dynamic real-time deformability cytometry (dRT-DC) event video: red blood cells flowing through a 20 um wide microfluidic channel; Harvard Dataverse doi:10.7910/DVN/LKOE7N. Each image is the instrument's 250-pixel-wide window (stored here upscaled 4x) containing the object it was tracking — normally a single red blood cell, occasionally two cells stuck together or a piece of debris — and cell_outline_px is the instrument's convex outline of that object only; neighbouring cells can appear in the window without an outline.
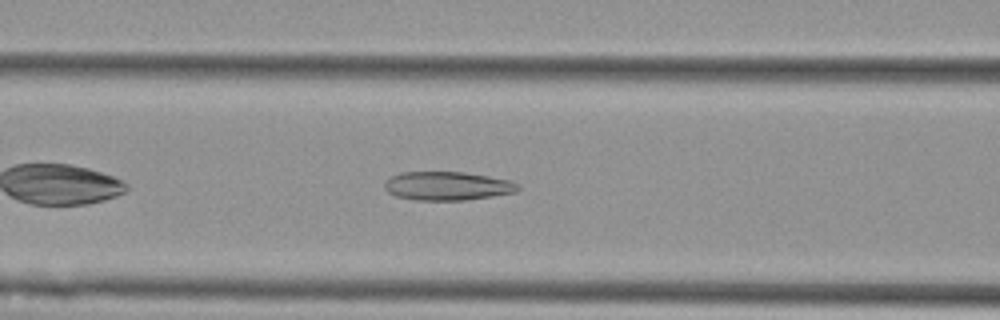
{"species": "Egyptian fruit bat (a non-hibernating species)", "species_latin": "Rousettus aegyptiacus", "temperature_condition": "cold", "stored_images_in_passage": 42, "camera_frame_rate_fps": 3000, "um_per_image_px": 0.085, "animal": {"sex": "female"}, "frame": {"image": 1, "passage_image": 9, "time_ms": 2.667, "image_size_px": [1000, 320], "cell_outline_px": [[520, 188], [516, 192], [492, 196], [464, 200], [416, 200], [396, 196], [388, 192], [384, 188], [384, 184], [392, 176], [400, 172], [464, 172], [488, 176], [508, 180], [516, 184]], "centroid_in_image_um": [38.0, 15.8], "position_along_channel_um": 128.6, "area_um2": 22.08}}
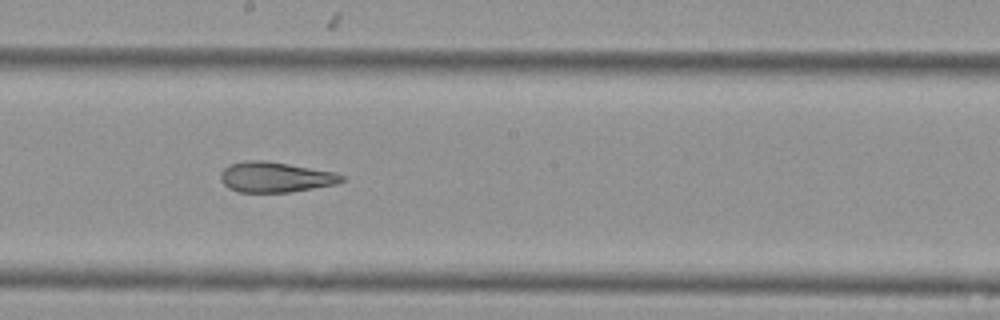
{"frame": {"image": 2, "passage_image": 17, "time_ms": 5.333, "image_size_px": [1000, 320], "cell_outline_px": [[344, 180], [336, 184], [288, 192], [236, 192], [228, 188], [220, 180], [220, 172], [228, 164], [244, 160], [264, 160], [336, 172], [344, 176]], "centroid_in_image_um": [23.35, 15.05], "position_along_channel_um": 224.8, "area_um2": 21.5}}
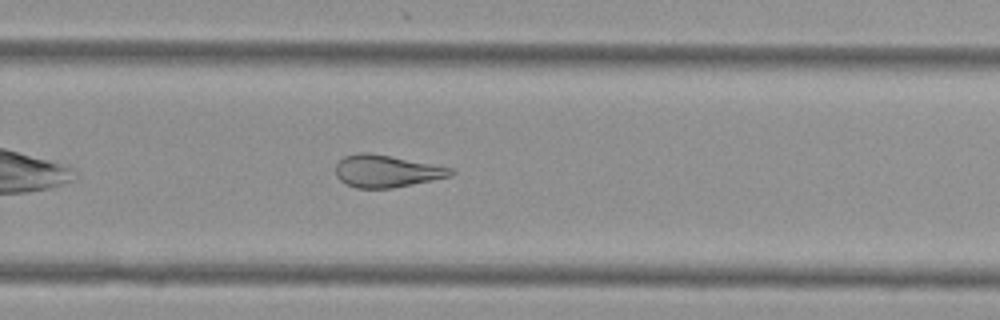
{"frame": {"image": 3, "passage_image": 23, "time_ms": 7.333, "image_size_px": [1000, 320], "cell_outline_px": [[456, 172], [452, 176], [392, 188], [356, 188], [344, 184], [336, 176], [336, 164], [344, 156], [360, 152], [364, 152], [388, 156], [456, 168]], "centroid_in_image_um": [32.87, 14.56], "position_along_channel_um": 296.9, "area_um2": 21.62}, "authors_computed_cell_mechanics": {"area_um2": 22.831, "velocity_mm_per_s": 3.6261, "shape_relaxation_time_tau1_ms": null, "shape_relaxation_time_tau2_ms": 3.2789, "deformation_change_tau1": null, "deformation_change_tau2": 0.1272}}